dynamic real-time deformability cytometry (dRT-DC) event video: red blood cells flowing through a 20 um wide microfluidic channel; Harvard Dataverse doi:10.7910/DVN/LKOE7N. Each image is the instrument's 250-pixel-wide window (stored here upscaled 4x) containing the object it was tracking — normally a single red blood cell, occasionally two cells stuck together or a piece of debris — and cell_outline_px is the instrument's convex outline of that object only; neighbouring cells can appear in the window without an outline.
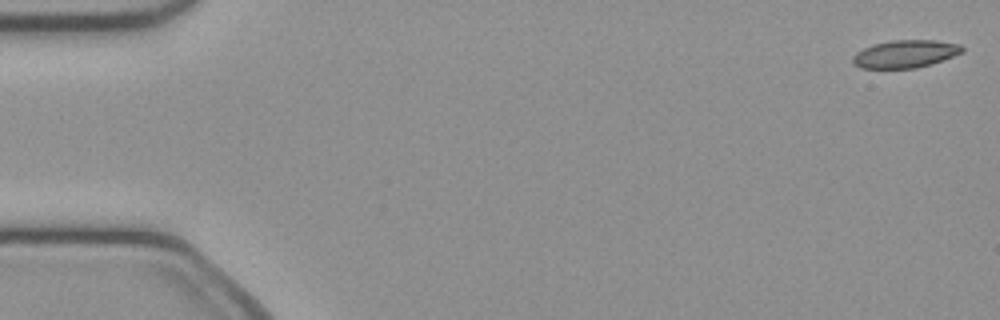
{"species": "common noctule bat (a hibernating species)", "species_latin": "Nyctalus noctula", "temperature_condition": "cold", "stored_images_in_passage": 50, "camera_frame_rate_fps": 3000, "um_per_image_px": 0.085, "animal": {"sex": "female", "body_mass_g": 21.9}, "frame": {"image": 1, "passage_image": 1, "time_ms": 0.0, "image_size_px": [1000, 320], "cell_outline_px": [[964, 52], [916, 68], [860, 68], [852, 60], [852, 56], [856, 52], [872, 44], [892, 40], [936, 40], [960, 44], [964, 48]], "centroid_in_image_um": [76.93, 4.57], "position_along_channel_um": 8.1, "area_um2": 17.51}}
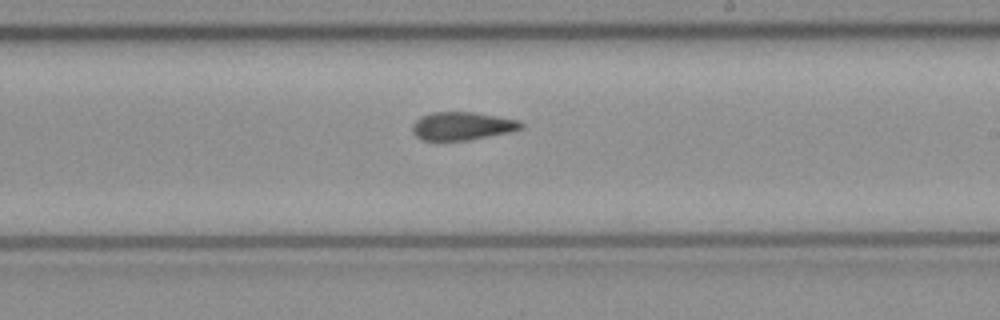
{"frame": {"image": 2, "passage_image": 29, "time_ms": 9.333, "image_size_px": [1000, 320], "cell_outline_px": [[524, 128], [512, 132], [468, 140], [420, 140], [412, 132], [412, 124], [420, 116], [432, 112], [476, 112], [520, 120], [524, 124]], "centroid_in_image_um": [39.31, 10.7], "position_along_channel_um": 249.7, "area_um2": 18.09}}
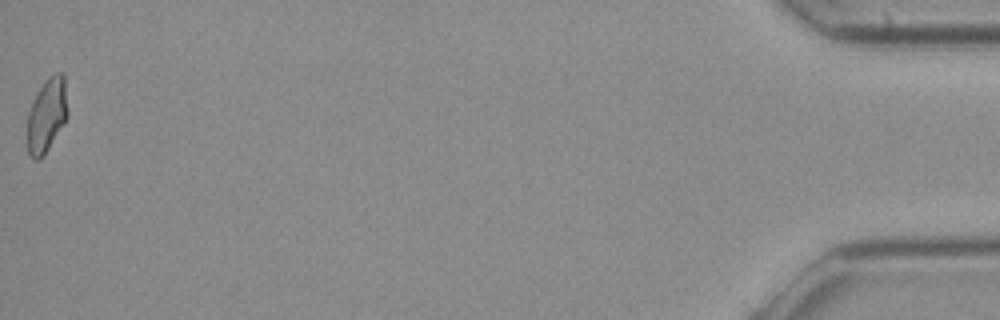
{"frame": {"image": 3, "passage_image": 50, "time_ms": 16.333, "image_size_px": [1000, 320], "cell_outline_px": [[68, 116], [44, 156], [40, 160], [32, 160], [28, 152], [28, 112], [44, 80], [48, 76], [56, 72], [64, 72], [68, 112]], "centroid_in_image_um": [4.0, 9.79], "position_along_channel_um": 431.2, "area_um2": 17.46}, "authors_computed_cell_mechanics": {"area_um2": 18.0914, "velocity_mm_per_s": 4.0959, "shape_relaxation_time_tau1_ms": 5.024, "shape_relaxation_time_tau2_ms": 1.9651, "deformation_change_tau1": 0.1306, "deformation_change_tau2": 0.0814}}